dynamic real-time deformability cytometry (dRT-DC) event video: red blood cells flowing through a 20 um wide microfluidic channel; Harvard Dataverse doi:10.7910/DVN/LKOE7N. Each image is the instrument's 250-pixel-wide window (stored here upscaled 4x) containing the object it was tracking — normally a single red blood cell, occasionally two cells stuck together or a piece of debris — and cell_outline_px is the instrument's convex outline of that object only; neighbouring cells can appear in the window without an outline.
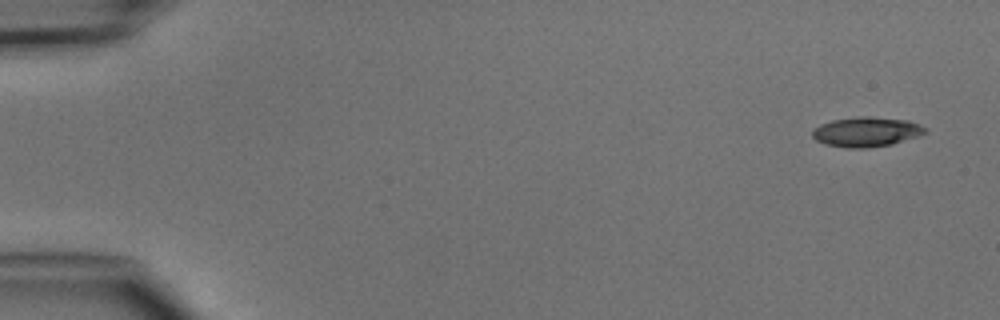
{"species": "common noctule bat (a hibernating species)", "species_latin": "Nyctalus noctula", "temperature_condition": "cold", "stored_images_in_passage": 5, "camera_frame_rate_fps": 3000, "um_per_image_px": 0.085, "animal": {"sex": "male", "body_mass_g": 15.6}, "frame": {"image": 1, "passage_image": 1, "time_ms": 0.0, "image_size_px": [1000, 320], "cell_outline_px": [[928, 132], [920, 136], [892, 144], [868, 148], [848, 148], [824, 144], [816, 140], [812, 136], [812, 128], [820, 124], [832, 120], [860, 116], [864, 116], [908, 120], [920, 124], [928, 128]], "centroid_in_image_um": [73.66, 11.21], "position_along_channel_um": 11.3, "area_um2": 19.83}}
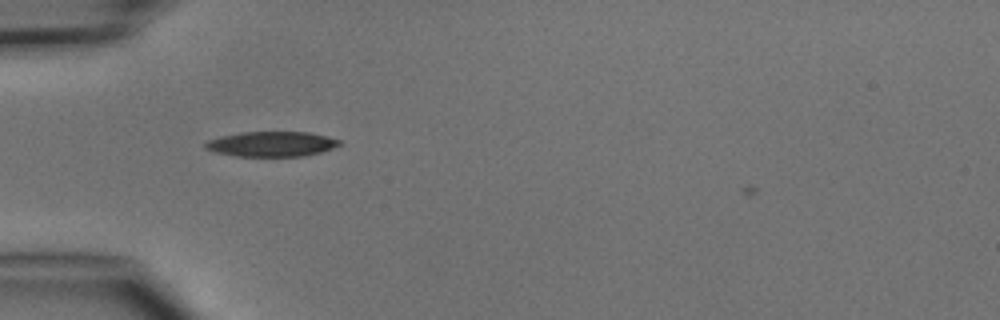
{"frame": {"image": 2, "passage_image": 4, "time_ms": 4.333, "image_size_px": [1000, 320], "cell_outline_px": [[344, 144], [320, 152], [304, 156], [236, 156], [216, 152], [204, 148], [204, 144], [208, 140], [220, 136], [240, 132], [308, 132], [340, 140]], "centroid_in_image_um": [23.07, 12.24], "position_along_channel_um": 61.9, "area_um2": 19.54}}